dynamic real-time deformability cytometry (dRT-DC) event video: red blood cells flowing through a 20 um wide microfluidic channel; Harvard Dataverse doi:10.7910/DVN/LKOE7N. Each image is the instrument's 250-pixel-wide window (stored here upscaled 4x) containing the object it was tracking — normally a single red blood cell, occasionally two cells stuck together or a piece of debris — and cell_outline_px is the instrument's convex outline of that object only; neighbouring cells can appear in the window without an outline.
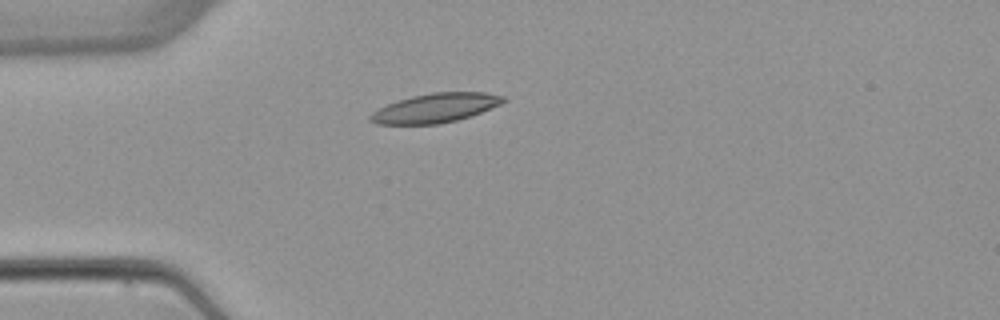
{"species": "common noctule bat (a hibernating species)", "species_latin": "Nyctalus noctula", "temperature_condition": "warm", "stored_images_in_passage": 3, "camera_frame_rate_fps": 3000, "um_per_image_px": 0.085, "animal": {"sex": "female", "body_mass_g": 22.7, "forearm_length_mm": 54.2}, "frame": {"image": 1, "passage_image": 2, "time_ms": 4.0, "image_size_px": [1000, 320], "cell_outline_px": [[508, 100], [500, 104], [480, 112], [456, 120], [440, 124], [376, 124], [368, 120], [368, 116], [372, 112], [388, 104], [412, 96], [432, 92], [484, 92], [504, 96]], "centroid_in_image_um": [37.0, 9.18], "position_along_channel_um": 48.0, "area_um2": 22.43}}